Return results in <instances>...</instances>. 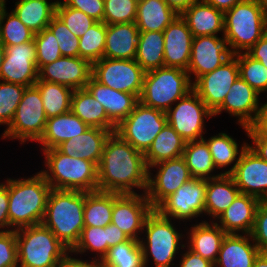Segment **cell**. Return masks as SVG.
<instances>
[{
  "label": "cell",
  "instance_id": "be15d7a7",
  "mask_svg": "<svg viewBox=\"0 0 267 267\" xmlns=\"http://www.w3.org/2000/svg\"><path fill=\"white\" fill-rule=\"evenodd\" d=\"M203 1L225 13L226 11L230 10L234 5L240 3L242 0H203Z\"/></svg>",
  "mask_w": 267,
  "mask_h": 267
},
{
  "label": "cell",
  "instance_id": "30bf717a",
  "mask_svg": "<svg viewBox=\"0 0 267 267\" xmlns=\"http://www.w3.org/2000/svg\"><path fill=\"white\" fill-rule=\"evenodd\" d=\"M166 124V112L139 101L134 110L116 127L115 133L145 154Z\"/></svg>",
  "mask_w": 267,
  "mask_h": 267
},
{
  "label": "cell",
  "instance_id": "8d00e7d4",
  "mask_svg": "<svg viewBox=\"0 0 267 267\" xmlns=\"http://www.w3.org/2000/svg\"><path fill=\"white\" fill-rule=\"evenodd\" d=\"M192 178L214 179L222 174H215L216 167L207 143L201 139L186 142L183 156ZM214 172V174H213Z\"/></svg>",
  "mask_w": 267,
  "mask_h": 267
},
{
  "label": "cell",
  "instance_id": "680465c9",
  "mask_svg": "<svg viewBox=\"0 0 267 267\" xmlns=\"http://www.w3.org/2000/svg\"><path fill=\"white\" fill-rule=\"evenodd\" d=\"M246 53L253 59L259 60L267 68V32Z\"/></svg>",
  "mask_w": 267,
  "mask_h": 267
},
{
  "label": "cell",
  "instance_id": "f5cc1de1",
  "mask_svg": "<svg viewBox=\"0 0 267 267\" xmlns=\"http://www.w3.org/2000/svg\"><path fill=\"white\" fill-rule=\"evenodd\" d=\"M250 235L258 249L267 253V201L259 203Z\"/></svg>",
  "mask_w": 267,
  "mask_h": 267
},
{
  "label": "cell",
  "instance_id": "9c48e42d",
  "mask_svg": "<svg viewBox=\"0 0 267 267\" xmlns=\"http://www.w3.org/2000/svg\"><path fill=\"white\" fill-rule=\"evenodd\" d=\"M46 122L40 91L35 85L27 87L12 122L5 128L1 138L19 139L20 144H25L26 141L37 142L45 130Z\"/></svg>",
  "mask_w": 267,
  "mask_h": 267
},
{
  "label": "cell",
  "instance_id": "681fc988",
  "mask_svg": "<svg viewBox=\"0 0 267 267\" xmlns=\"http://www.w3.org/2000/svg\"><path fill=\"white\" fill-rule=\"evenodd\" d=\"M34 42L36 45V67L38 71L46 64L56 61L62 57L57 39L46 28L34 35Z\"/></svg>",
  "mask_w": 267,
  "mask_h": 267
},
{
  "label": "cell",
  "instance_id": "7a4b0ae2",
  "mask_svg": "<svg viewBox=\"0 0 267 267\" xmlns=\"http://www.w3.org/2000/svg\"><path fill=\"white\" fill-rule=\"evenodd\" d=\"M50 190L40 172L26 179L8 178L9 231L41 224Z\"/></svg>",
  "mask_w": 267,
  "mask_h": 267
},
{
  "label": "cell",
  "instance_id": "a7ac6f4b",
  "mask_svg": "<svg viewBox=\"0 0 267 267\" xmlns=\"http://www.w3.org/2000/svg\"><path fill=\"white\" fill-rule=\"evenodd\" d=\"M264 12H265V15L267 17V0H259Z\"/></svg>",
  "mask_w": 267,
  "mask_h": 267
},
{
  "label": "cell",
  "instance_id": "e0dca14e",
  "mask_svg": "<svg viewBox=\"0 0 267 267\" xmlns=\"http://www.w3.org/2000/svg\"><path fill=\"white\" fill-rule=\"evenodd\" d=\"M237 54L214 71L200 76L193 83V90L205 105L214 112L228 95L232 84L239 78Z\"/></svg>",
  "mask_w": 267,
  "mask_h": 267
},
{
  "label": "cell",
  "instance_id": "b9f144b4",
  "mask_svg": "<svg viewBox=\"0 0 267 267\" xmlns=\"http://www.w3.org/2000/svg\"><path fill=\"white\" fill-rule=\"evenodd\" d=\"M5 8L0 15V42L4 46L19 45L24 42L34 41V33L11 10Z\"/></svg>",
  "mask_w": 267,
  "mask_h": 267
},
{
  "label": "cell",
  "instance_id": "7c38bea8",
  "mask_svg": "<svg viewBox=\"0 0 267 267\" xmlns=\"http://www.w3.org/2000/svg\"><path fill=\"white\" fill-rule=\"evenodd\" d=\"M145 71L134 60L102 58L92 64V77L116 91L141 95Z\"/></svg>",
  "mask_w": 267,
  "mask_h": 267
},
{
  "label": "cell",
  "instance_id": "4fadbf2b",
  "mask_svg": "<svg viewBox=\"0 0 267 267\" xmlns=\"http://www.w3.org/2000/svg\"><path fill=\"white\" fill-rule=\"evenodd\" d=\"M206 179L191 178L165 198L155 210L166 218L187 222L205 215ZM187 220V221H186Z\"/></svg>",
  "mask_w": 267,
  "mask_h": 267
},
{
  "label": "cell",
  "instance_id": "8992f818",
  "mask_svg": "<svg viewBox=\"0 0 267 267\" xmlns=\"http://www.w3.org/2000/svg\"><path fill=\"white\" fill-rule=\"evenodd\" d=\"M172 220L155 209L147 217L142 230V235H145L139 240L145 267L149 265L150 256L155 267H173L179 250L186 248L182 242L186 236L177 230Z\"/></svg>",
  "mask_w": 267,
  "mask_h": 267
},
{
  "label": "cell",
  "instance_id": "d6986e66",
  "mask_svg": "<svg viewBox=\"0 0 267 267\" xmlns=\"http://www.w3.org/2000/svg\"><path fill=\"white\" fill-rule=\"evenodd\" d=\"M240 193L267 201V162L249 146L242 152L237 165L230 174Z\"/></svg>",
  "mask_w": 267,
  "mask_h": 267
},
{
  "label": "cell",
  "instance_id": "89a4df30",
  "mask_svg": "<svg viewBox=\"0 0 267 267\" xmlns=\"http://www.w3.org/2000/svg\"><path fill=\"white\" fill-rule=\"evenodd\" d=\"M5 6H6V3H0V15H1L2 10L5 8Z\"/></svg>",
  "mask_w": 267,
  "mask_h": 267
},
{
  "label": "cell",
  "instance_id": "603a6c76",
  "mask_svg": "<svg viewBox=\"0 0 267 267\" xmlns=\"http://www.w3.org/2000/svg\"><path fill=\"white\" fill-rule=\"evenodd\" d=\"M260 202L254 196L240 193L214 222L227 234H250Z\"/></svg>",
  "mask_w": 267,
  "mask_h": 267
},
{
  "label": "cell",
  "instance_id": "d4e9b609",
  "mask_svg": "<svg viewBox=\"0 0 267 267\" xmlns=\"http://www.w3.org/2000/svg\"><path fill=\"white\" fill-rule=\"evenodd\" d=\"M260 252L250 234H226L214 267H253Z\"/></svg>",
  "mask_w": 267,
  "mask_h": 267
},
{
  "label": "cell",
  "instance_id": "816d5d0a",
  "mask_svg": "<svg viewBox=\"0 0 267 267\" xmlns=\"http://www.w3.org/2000/svg\"><path fill=\"white\" fill-rule=\"evenodd\" d=\"M0 267H18L16 230L0 232Z\"/></svg>",
  "mask_w": 267,
  "mask_h": 267
},
{
  "label": "cell",
  "instance_id": "484cf974",
  "mask_svg": "<svg viewBox=\"0 0 267 267\" xmlns=\"http://www.w3.org/2000/svg\"><path fill=\"white\" fill-rule=\"evenodd\" d=\"M186 233L185 241L188 242L185 243L186 247L215 264L222 241L227 233L214 221L206 220L191 225L190 230H187Z\"/></svg>",
  "mask_w": 267,
  "mask_h": 267
},
{
  "label": "cell",
  "instance_id": "f546056e",
  "mask_svg": "<svg viewBox=\"0 0 267 267\" xmlns=\"http://www.w3.org/2000/svg\"><path fill=\"white\" fill-rule=\"evenodd\" d=\"M88 128L87 124L70 111L48 118L45 130L36 143L41 145V150L56 148L64 141L84 133Z\"/></svg>",
  "mask_w": 267,
  "mask_h": 267
},
{
  "label": "cell",
  "instance_id": "cb8c5ba5",
  "mask_svg": "<svg viewBox=\"0 0 267 267\" xmlns=\"http://www.w3.org/2000/svg\"><path fill=\"white\" fill-rule=\"evenodd\" d=\"M105 109L108 118L118 126L135 108L139 98L127 92H120L97 82L93 77L85 87Z\"/></svg>",
  "mask_w": 267,
  "mask_h": 267
},
{
  "label": "cell",
  "instance_id": "2e32d148",
  "mask_svg": "<svg viewBox=\"0 0 267 267\" xmlns=\"http://www.w3.org/2000/svg\"><path fill=\"white\" fill-rule=\"evenodd\" d=\"M34 41L5 46V56L0 69V80L25 87L34 86L38 80Z\"/></svg>",
  "mask_w": 267,
  "mask_h": 267
},
{
  "label": "cell",
  "instance_id": "2644e50d",
  "mask_svg": "<svg viewBox=\"0 0 267 267\" xmlns=\"http://www.w3.org/2000/svg\"><path fill=\"white\" fill-rule=\"evenodd\" d=\"M0 3H6V0H0Z\"/></svg>",
  "mask_w": 267,
  "mask_h": 267
},
{
  "label": "cell",
  "instance_id": "f6af8a7d",
  "mask_svg": "<svg viewBox=\"0 0 267 267\" xmlns=\"http://www.w3.org/2000/svg\"><path fill=\"white\" fill-rule=\"evenodd\" d=\"M239 76L259 95L267 91V68L246 52L237 54Z\"/></svg>",
  "mask_w": 267,
  "mask_h": 267
},
{
  "label": "cell",
  "instance_id": "11a10c76",
  "mask_svg": "<svg viewBox=\"0 0 267 267\" xmlns=\"http://www.w3.org/2000/svg\"><path fill=\"white\" fill-rule=\"evenodd\" d=\"M244 131L248 137H267V102L260 104L255 121Z\"/></svg>",
  "mask_w": 267,
  "mask_h": 267
},
{
  "label": "cell",
  "instance_id": "60d3db41",
  "mask_svg": "<svg viewBox=\"0 0 267 267\" xmlns=\"http://www.w3.org/2000/svg\"><path fill=\"white\" fill-rule=\"evenodd\" d=\"M102 261L105 267H145L140 242L130 238L110 247Z\"/></svg>",
  "mask_w": 267,
  "mask_h": 267
},
{
  "label": "cell",
  "instance_id": "ab89813d",
  "mask_svg": "<svg viewBox=\"0 0 267 267\" xmlns=\"http://www.w3.org/2000/svg\"><path fill=\"white\" fill-rule=\"evenodd\" d=\"M35 86L40 91L47 119L70 112L73 89L40 80H37Z\"/></svg>",
  "mask_w": 267,
  "mask_h": 267
},
{
  "label": "cell",
  "instance_id": "03108f58",
  "mask_svg": "<svg viewBox=\"0 0 267 267\" xmlns=\"http://www.w3.org/2000/svg\"><path fill=\"white\" fill-rule=\"evenodd\" d=\"M253 267H267V253L260 252L254 261Z\"/></svg>",
  "mask_w": 267,
  "mask_h": 267
},
{
  "label": "cell",
  "instance_id": "91938a15",
  "mask_svg": "<svg viewBox=\"0 0 267 267\" xmlns=\"http://www.w3.org/2000/svg\"><path fill=\"white\" fill-rule=\"evenodd\" d=\"M70 255L68 254L59 263L58 267H105L102 260L91 258V261L88 262L87 260L72 257V253Z\"/></svg>",
  "mask_w": 267,
  "mask_h": 267
},
{
  "label": "cell",
  "instance_id": "ffe728a7",
  "mask_svg": "<svg viewBox=\"0 0 267 267\" xmlns=\"http://www.w3.org/2000/svg\"><path fill=\"white\" fill-rule=\"evenodd\" d=\"M92 77V64L80 57L62 56L38 71V80L57 83L73 90L83 89Z\"/></svg>",
  "mask_w": 267,
  "mask_h": 267
},
{
  "label": "cell",
  "instance_id": "4316f807",
  "mask_svg": "<svg viewBox=\"0 0 267 267\" xmlns=\"http://www.w3.org/2000/svg\"><path fill=\"white\" fill-rule=\"evenodd\" d=\"M140 32L135 22L107 25L104 58L135 59Z\"/></svg>",
  "mask_w": 267,
  "mask_h": 267
},
{
  "label": "cell",
  "instance_id": "5b68a950",
  "mask_svg": "<svg viewBox=\"0 0 267 267\" xmlns=\"http://www.w3.org/2000/svg\"><path fill=\"white\" fill-rule=\"evenodd\" d=\"M224 34L233 55L247 52L267 32V17L259 0H242L224 13Z\"/></svg>",
  "mask_w": 267,
  "mask_h": 267
},
{
  "label": "cell",
  "instance_id": "1f68e13d",
  "mask_svg": "<svg viewBox=\"0 0 267 267\" xmlns=\"http://www.w3.org/2000/svg\"><path fill=\"white\" fill-rule=\"evenodd\" d=\"M239 194L240 190L230 175L207 179L205 215L212 217L210 221H216Z\"/></svg>",
  "mask_w": 267,
  "mask_h": 267
},
{
  "label": "cell",
  "instance_id": "db71d44e",
  "mask_svg": "<svg viewBox=\"0 0 267 267\" xmlns=\"http://www.w3.org/2000/svg\"><path fill=\"white\" fill-rule=\"evenodd\" d=\"M63 2L68 7L83 11L97 22H103L104 0H63Z\"/></svg>",
  "mask_w": 267,
  "mask_h": 267
},
{
  "label": "cell",
  "instance_id": "6f0895ef",
  "mask_svg": "<svg viewBox=\"0 0 267 267\" xmlns=\"http://www.w3.org/2000/svg\"><path fill=\"white\" fill-rule=\"evenodd\" d=\"M185 253H182V258L179 261V267H214V264L206 259H203L200 255L195 254L188 248Z\"/></svg>",
  "mask_w": 267,
  "mask_h": 267
},
{
  "label": "cell",
  "instance_id": "ee69618b",
  "mask_svg": "<svg viewBox=\"0 0 267 267\" xmlns=\"http://www.w3.org/2000/svg\"><path fill=\"white\" fill-rule=\"evenodd\" d=\"M107 24L96 22L79 38V57L91 64L104 57Z\"/></svg>",
  "mask_w": 267,
  "mask_h": 267
},
{
  "label": "cell",
  "instance_id": "bcb514c9",
  "mask_svg": "<svg viewBox=\"0 0 267 267\" xmlns=\"http://www.w3.org/2000/svg\"><path fill=\"white\" fill-rule=\"evenodd\" d=\"M26 88L0 80V125H10Z\"/></svg>",
  "mask_w": 267,
  "mask_h": 267
},
{
  "label": "cell",
  "instance_id": "52a82bcc",
  "mask_svg": "<svg viewBox=\"0 0 267 267\" xmlns=\"http://www.w3.org/2000/svg\"><path fill=\"white\" fill-rule=\"evenodd\" d=\"M18 267H58L70 254L42 223L16 230Z\"/></svg>",
  "mask_w": 267,
  "mask_h": 267
},
{
  "label": "cell",
  "instance_id": "ac0fdd59",
  "mask_svg": "<svg viewBox=\"0 0 267 267\" xmlns=\"http://www.w3.org/2000/svg\"><path fill=\"white\" fill-rule=\"evenodd\" d=\"M232 56L223 35L221 37L213 35L194 37L187 69L190 79L194 80V83L200 76L214 71Z\"/></svg>",
  "mask_w": 267,
  "mask_h": 267
},
{
  "label": "cell",
  "instance_id": "4dcf8cb0",
  "mask_svg": "<svg viewBox=\"0 0 267 267\" xmlns=\"http://www.w3.org/2000/svg\"><path fill=\"white\" fill-rule=\"evenodd\" d=\"M70 111L89 127L116 131V125L108 118L104 107L86 88L73 90Z\"/></svg>",
  "mask_w": 267,
  "mask_h": 267
},
{
  "label": "cell",
  "instance_id": "9a60e30c",
  "mask_svg": "<svg viewBox=\"0 0 267 267\" xmlns=\"http://www.w3.org/2000/svg\"><path fill=\"white\" fill-rule=\"evenodd\" d=\"M152 168L157 171L154 175ZM192 178L185 159L179 157L149 167L147 199L155 209L165 198Z\"/></svg>",
  "mask_w": 267,
  "mask_h": 267
},
{
  "label": "cell",
  "instance_id": "83f0119b",
  "mask_svg": "<svg viewBox=\"0 0 267 267\" xmlns=\"http://www.w3.org/2000/svg\"><path fill=\"white\" fill-rule=\"evenodd\" d=\"M111 133L110 130L89 127L84 133L61 143L56 149L70 157L94 162L98 166L105 141Z\"/></svg>",
  "mask_w": 267,
  "mask_h": 267
},
{
  "label": "cell",
  "instance_id": "7dc6e473",
  "mask_svg": "<svg viewBox=\"0 0 267 267\" xmlns=\"http://www.w3.org/2000/svg\"><path fill=\"white\" fill-rule=\"evenodd\" d=\"M55 15L64 22L72 34L82 37L97 21L83 11L68 7L63 1L57 0Z\"/></svg>",
  "mask_w": 267,
  "mask_h": 267
},
{
  "label": "cell",
  "instance_id": "8c879c8a",
  "mask_svg": "<svg viewBox=\"0 0 267 267\" xmlns=\"http://www.w3.org/2000/svg\"><path fill=\"white\" fill-rule=\"evenodd\" d=\"M134 1L138 3V2H141V1H143V0H134Z\"/></svg>",
  "mask_w": 267,
  "mask_h": 267
},
{
  "label": "cell",
  "instance_id": "7bdbcfd3",
  "mask_svg": "<svg viewBox=\"0 0 267 267\" xmlns=\"http://www.w3.org/2000/svg\"><path fill=\"white\" fill-rule=\"evenodd\" d=\"M96 253L94 259L103 260L108 253L107 225L105 227L84 226L75 247L70 251L74 255ZM97 255V256H96Z\"/></svg>",
  "mask_w": 267,
  "mask_h": 267
},
{
  "label": "cell",
  "instance_id": "836d02e7",
  "mask_svg": "<svg viewBox=\"0 0 267 267\" xmlns=\"http://www.w3.org/2000/svg\"><path fill=\"white\" fill-rule=\"evenodd\" d=\"M186 141L167 123L144 154L148 168L183 156Z\"/></svg>",
  "mask_w": 267,
  "mask_h": 267
},
{
  "label": "cell",
  "instance_id": "d6a6232c",
  "mask_svg": "<svg viewBox=\"0 0 267 267\" xmlns=\"http://www.w3.org/2000/svg\"><path fill=\"white\" fill-rule=\"evenodd\" d=\"M178 16L164 0H143L137 4L135 23L139 32H163Z\"/></svg>",
  "mask_w": 267,
  "mask_h": 267
},
{
  "label": "cell",
  "instance_id": "e7e4bbea",
  "mask_svg": "<svg viewBox=\"0 0 267 267\" xmlns=\"http://www.w3.org/2000/svg\"><path fill=\"white\" fill-rule=\"evenodd\" d=\"M167 5L181 15L192 3L198 0H164Z\"/></svg>",
  "mask_w": 267,
  "mask_h": 267
},
{
  "label": "cell",
  "instance_id": "5bb4252c",
  "mask_svg": "<svg viewBox=\"0 0 267 267\" xmlns=\"http://www.w3.org/2000/svg\"><path fill=\"white\" fill-rule=\"evenodd\" d=\"M153 210L146 193L119 194L113 192L111 223L122 230L130 239L139 241L145 221Z\"/></svg>",
  "mask_w": 267,
  "mask_h": 267
},
{
  "label": "cell",
  "instance_id": "8fae6325",
  "mask_svg": "<svg viewBox=\"0 0 267 267\" xmlns=\"http://www.w3.org/2000/svg\"><path fill=\"white\" fill-rule=\"evenodd\" d=\"M175 105V106H174ZM167 112V123L186 141L203 139L205 119L213 117V112L198 94L191 90L179 99Z\"/></svg>",
  "mask_w": 267,
  "mask_h": 267
},
{
  "label": "cell",
  "instance_id": "c3c4849f",
  "mask_svg": "<svg viewBox=\"0 0 267 267\" xmlns=\"http://www.w3.org/2000/svg\"><path fill=\"white\" fill-rule=\"evenodd\" d=\"M137 4L134 0H104L103 22L107 25L135 22Z\"/></svg>",
  "mask_w": 267,
  "mask_h": 267
},
{
  "label": "cell",
  "instance_id": "f907efd6",
  "mask_svg": "<svg viewBox=\"0 0 267 267\" xmlns=\"http://www.w3.org/2000/svg\"><path fill=\"white\" fill-rule=\"evenodd\" d=\"M58 41L60 52L65 57H79V38L72 34L56 15L47 27Z\"/></svg>",
  "mask_w": 267,
  "mask_h": 267
},
{
  "label": "cell",
  "instance_id": "74e56055",
  "mask_svg": "<svg viewBox=\"0 0 267 267\" xmlns=\"http://www.w3.org/2000/svg\"><path fill=\"white\" fill-rule=\"evenodd\" d=\"M113 192H85L84 226L105 227L112 221Z\"/></svg>",
  "mask_w": 267,
  "mask_h": 267
},
{
  "label": "cell",
  "instance_id": "277c9868",
  "mask_svg": "<svg viewBox=\"0 0 267 267\" xmlns=\"http://www.w3.org/2000/svg\"><path fill=\"white\" fill-rule=\"evenodd\" d=\"M46 170L39 172L51 189L92 192L98 190V167L78 157H70L56 148L43 150Z\"/></svg>",
  "mask_w": 267,
  "mask_h": 267
},
{
  "label": "cell",
  "instance_id": "6125c7cd",
  "mask_svg": "<svg viewBox=\"0 0 267 267\" xmlns=\"http://www.w3.org/2000/svg\"><path fill=\"white\" fill-rule=\"evenodd\" d=\"M252 144L248 146L264 161L267 162V137H248Z\"/></svg>",
  "mask_w": 267,
  "mask_h": 267
},
{
  "label": "cell",
  "instance_id": "ba28073f",
  "mask_svg": "<svg viewBox=\"0 0 267 267\" xmlns=\"http://www.w3.org/2000/svg\"><path fill=\"white\" fill-rule=\"evenodd\" d=\"M191 90L193 81L186 70L164 66L145 72L139 101L148 107L167 112Z\"/></svg>",
  "mask_w": 267,
  "mask_h": 267
},
{
  "label": "cell",
  "instance_id": "e575fe53",
  "mask_svg": "<svg viewBox=\"0 0 267 267\" xmlns=\"http://www.w3.org/2000/svg\"><path fill=\"white\" fill-rule=\"evenodd\" d=\"M203 140L208 145L216 169L223 168L224 170V168L234 163L233 166L231 165V168L220 172L222 175H230L233 172L242 152L248 146L247 142H243L239 150V144L236 142V139L223 132L208 139L203 137Z\"/></svg>",
  "mask_w": 267,
  "mask_h": 267
},
{
  "label": "cell",
  "instance_id": "d590c367",
  "mask_svg": "<svg viewBox=\"0 0 267 267\" xmlns=\"http://www.w3.org/2000/svg\"><path fill=\"white\" fill-rule=\"evenodd\" d=\"M57 0H19L13 12L34 34L46 29L55 15Z\"/></svg>",
  "mask_w": 267,
  "mask_h": 267
},
{
  "label": "cell",
  "instance_id": "003e7915",
  "mask_svg": "<svg viewBox=\"0 0 267 267\" xmlns=\"http://www.w3.org/2000/svg\"><path fill=\"white\" fill-rule=\"evenodd\" d=\"M5 56V46L0 42V69Z\"/></svg>",
  "mask_w": 267,
  "mask_h": 267
},
{
  "label": "cell",
  "instance_id": "f1b7e54d",
  "mask_svg": "<svg viewBox=\"0 0 267 267\" xmlns=\"http://www.w3.org/2000/svg\"><path fill=\"white\" fill-rule=\"evenodd\" d=\"M181 17L187 22L193 37L224 34V12L203 0L192 3Z\"/></svg>",
  "mask_w": 267,
  "mask_h": 267
},
{
  "label": "cell",
  "instance_id": "6da1fadb",
  "mask_svg": "<svg viewBox=\"0 0 267 267\" xmlns=\"http://www.w3.org/2000/svg\"><path fill=\"white\" fill-rule=\"evenodd\" d=\"M97 167L99 191L137 194V188L146 193L149 168L145 156L117 133L106 139Z\"/></svg>",
  "mask_w": 267,
  "mask_h": 267
},
{
  "label": "cell",
  "instance_id": "f35d334b",
  "mask_svg": "<svg viewBox=\"0 0 267 267\" xmlns=\"http://www.w3.org/2000/svg\"><path fill=\"white\" fill-rule=\"evenodd\" d=\"M164 33L140 32L135 61L145 72L164 67Z\"/></svg>",
  "mask_w": 267,
  "mask_h": 267
},
{
  "label": "cell",
  "instance_id": "9f6ffc18",
  "mask_svg": "<svg viewBox=\"0 0 267 267\" xmlns=\"http://www.w3.org/2000/svg\"><path fill=\"white\" fill-rule=\"evenodd\" d=\"M8 204L9 196L7 178L6 181L0 183V232L9 231Z\"/></svg>",
  "mask_w": 267,
  "mask_h": 267
},
{
  "label": "cell",
  "instance_id": "7402d4cb",
  "mask_svg": "<svg viewBox=\"0 0 267 267\" xmlns=\"http://www.w3.org/2000/svg\"><path fill=\"white\" fill-rule=\"evenodd\" d=\"M164 33V66L188 69L191 57L193 35L187 22L179 15L169 24Z\"/></svg>",
  "mask_w": 267,
  "mask_h": 267
},
{
  "label": "cell",
  "instance_id": "44dd1931",
  "mask_svg": "<svg viewBox=\"0 0 267 267\" xmlns=\"http://www.w3.org/2000/svg\"><path fill=\"white\" fill-rule=\"evenodd\" d=\"M260 95L239 77L231 86L223 103L213 112V117L223 113L238 118L237 123L244 129L256 119L260 108Z\"/></svg>",
  "mask_w": 267,
  "mask_h": 267
},
{
  "label": "cell",
  "instance_id": "94428289",
  "mask_svg": "<svg viewBox=\"0 0 267 267\" xmlns=\"http://www.w3.org/2000/svg\"><path fill=\"white\" fill-rule=\"evenodd\" d=\"M107 236H108V250L110 247L125 242L129 239V237L122 230H120L117 226H115L112 223L107 225Z\"/></svg>",
  "mask_w": 267,
  "mask_h": 267
},
{
  "label": "cell",
  "instance_id": "3957f363",
  "mask_svg": "<svg viewBox=\"0 0 267 267\" xmlns=\"http://www.w3.org/2000/svg\"><path fill=\"white\" fill-rule=\"evenodd\" d=\"M85 192L51 189L42 224L70 251L84 228Z\"/></svg>",
  "mask_w": 267,
  "mask_h": 267
}]
</instances>
